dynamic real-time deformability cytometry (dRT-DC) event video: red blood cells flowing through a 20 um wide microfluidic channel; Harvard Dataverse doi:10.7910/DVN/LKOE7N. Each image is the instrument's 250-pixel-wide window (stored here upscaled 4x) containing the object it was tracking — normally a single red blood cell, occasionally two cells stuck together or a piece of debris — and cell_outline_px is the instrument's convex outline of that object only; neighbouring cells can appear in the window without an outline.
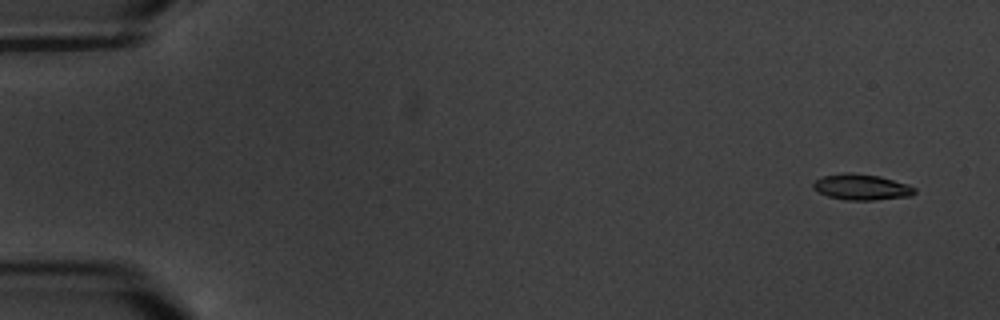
{"species": "common noctule bat (a hibernating species)", "species_latin": "Nyctalus noctula", "temperature_condition": "warm", "stored_images_in_passage": 5, "camera_frame_rate_fps": 3000, "um_per_image_px": 0.085, "animal": {"sex": "male", "body_mass_g": 20.1, "forearm_length_mm": 53.5}, "frame": {"image": 1, "passage_image": 1, "time_ms": 0.0, "image_size_px": [1000, 320], "cell_outline_px": [[916, 192], [912, 196], [872, 200], [844, 200], [828, 196], [816, 192], [812, 188], [812, 184], [816, 180], [824, 176], [848, 172], [880, 176], [908, 184], [916, 188]], "centroid_in_image_um": [73.23, 15.91], "position_along_channel_um": 11.8, "area_um2": 15.37}}
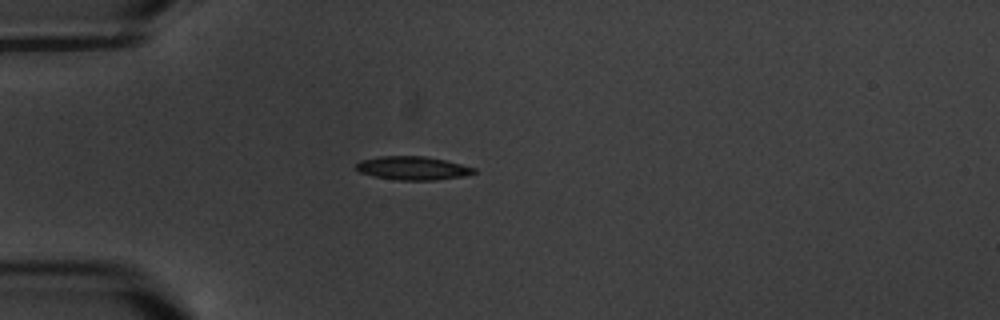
{"frame": {"image": 2, "passage_image": 5, "time_ms": 4.667, "image_size_px": [1000, 320], "cell_outline_px": [[476, 172], [464, 176], [436, 180], [396, 180], [372, 176], [360, 172], [356, 168], [356, 164], [360, 160], [380, 156], [424, 156], [444, 160], [476, 168]], "centroid_in_image_um": [35.06, 14.29], "position_along_channel_um": 49.9, "area_um2": 16.13}}